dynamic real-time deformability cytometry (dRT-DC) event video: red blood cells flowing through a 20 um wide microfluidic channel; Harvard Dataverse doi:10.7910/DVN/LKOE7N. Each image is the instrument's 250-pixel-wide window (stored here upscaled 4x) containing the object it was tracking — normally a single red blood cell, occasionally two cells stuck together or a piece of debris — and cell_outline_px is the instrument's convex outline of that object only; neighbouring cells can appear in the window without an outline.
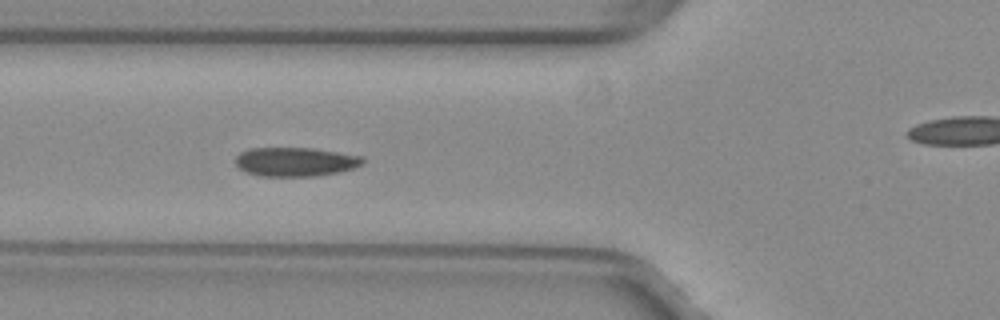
{"species": "common noctule bat (a hibernating species)", "species_latin": "Nyctalus noctula", "temperature_condition": "warm", "stored_images_in_passage": 39, "camera_frame_rate_fps": 3000, "um_per_image_px": 0.085, "animal": {"sex": "female", "body_mass_g": 29.2, "forearm_length_mm": 56.3}, "frame": {"image": 1, "passage_image": 6, "time_ms": 1.667, "image_size_px": [1000, 320], "cell_outline_px": [[364, 164], [340, 172], [316, 176], [260, 176], [244, 172], [236, 164], [236, 156], [240, 152], [248, 148], [312, 148], [364, 156]], "centroid_in_image_um": [25.11, 13.75], "position_along_channel_um": 100.7, "area_um2": 21.68}}
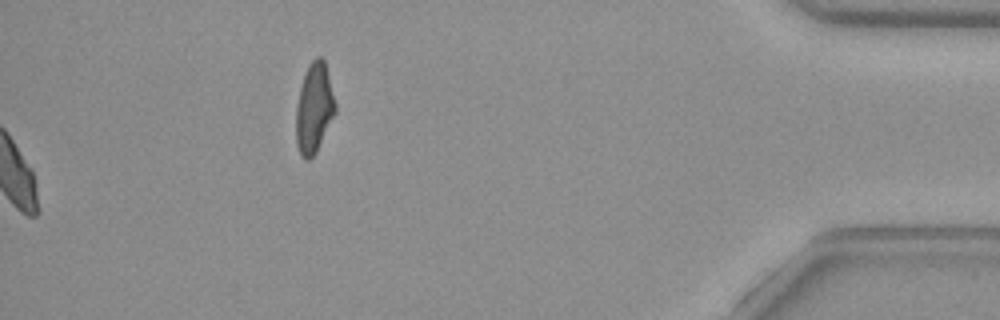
{"frame": {"image": 2, "passage_image": 39, "time_ms": 12.667, "image_size_px": [1000, 320], "cell_outline_px": [[336, 112], [316, 152], [308, 160], [304, 160], [300, 156], [296, 144], [296, 108], [300, 88], [308, 64], [316, 56], [320, 56], [324, 60], [336, 104]], "centroid_in_image_um": [26.69, 9.21], "position_along_channel_um": 408.5, "area_um2": 20.52}, "authors_computed_cell_mechanics": {"area_um2": 22.1374, "velocity_mm_per_s": 4.0002, "shape_relaxation_time_tau1_ms": 5.4486, "shape_relaxation_time_tau2_ms": 1.1911, "deformation_change_tau1": 0.0935, "deformation_change_tau2": 0.0783}}